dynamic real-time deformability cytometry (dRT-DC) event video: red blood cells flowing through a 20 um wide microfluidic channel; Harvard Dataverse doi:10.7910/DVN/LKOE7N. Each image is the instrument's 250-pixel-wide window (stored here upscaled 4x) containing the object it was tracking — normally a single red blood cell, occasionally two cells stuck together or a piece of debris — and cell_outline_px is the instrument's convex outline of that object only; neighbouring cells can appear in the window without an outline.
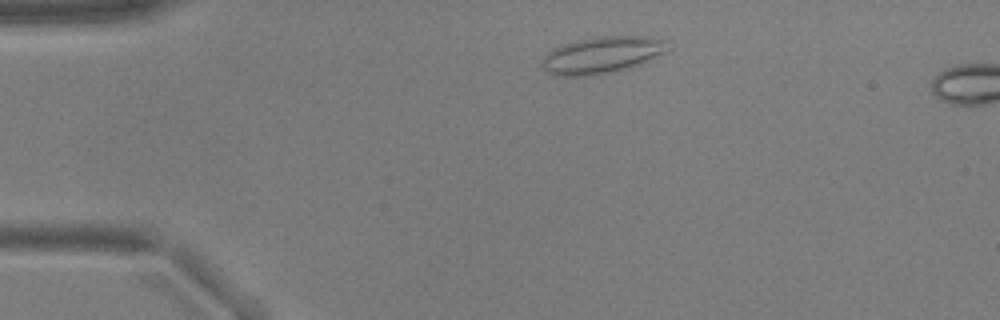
{"species": "common noctule bat (a hibernating species)", "species_latin": "Nyctalus noctula", "temperature_condition": "warm", "stored_images_in_passage": 8, "camera_frame_rate_fps": 3000, "um_per_image_px": 0.085, "animal": {"sex": "male", "body_mass_g": 17.9, "forearm_length_mm": 54.2}, "frame": {"image": 1, "passage_image": 5, "time_ms": 1.333, "image_size_px": [1000, 320], "cell_outline_px": [[668, 40], [664, 52], [640, 64], [628, 68], [608, 72], [584, 76], [556, 76], [548, 72], [540, 64], [544, 56], [552, 48], [576, 40], [596, 36], [652, 36]], "centroid_in_image_um": [51.13, 4.66], "position_along_channel_um": 33.9, "area_um2": 26.82}}